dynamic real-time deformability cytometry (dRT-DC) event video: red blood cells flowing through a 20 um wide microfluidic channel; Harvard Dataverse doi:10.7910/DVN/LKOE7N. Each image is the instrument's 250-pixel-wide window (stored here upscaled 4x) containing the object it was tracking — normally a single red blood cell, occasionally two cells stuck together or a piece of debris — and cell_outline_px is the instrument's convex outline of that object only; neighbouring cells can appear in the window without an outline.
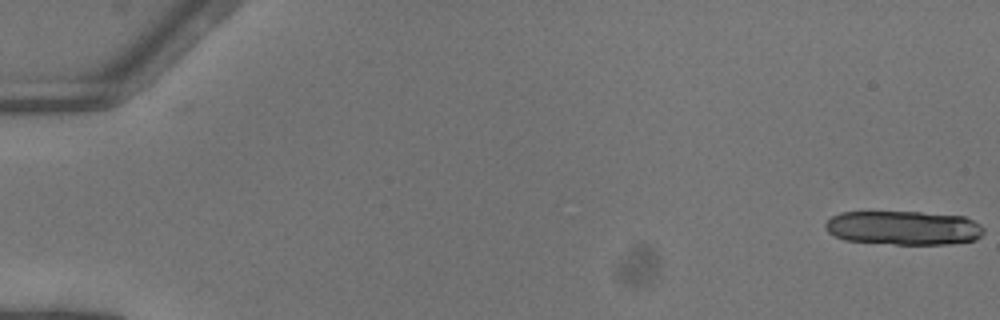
{"species": "common noctule bat (a hibernating species)", "species_latin": "Nyctalus noctula", "temperature_condition": "warm", "stored_images_in_passage": 17, "camera_frame_rate_fps": 3000, "um_per_image_px": 0.085, "animal": {"sex": "female"}, "frame": {"image": 1, "passage_image": 1, "time_ms": 0.0, "image_size_px": [1000, 320], "cell_outline_px": [[984, 232], [976, 240], [948, 244], [896, 244], [844, 240], [828, 232], [824, 228], [824, 224], [832, 216], [840, 212], [920, 212], [964, 216], [980, 224], [984, 228]], "centroid_in_image_um": [76.8, 19.36], "position_along_channel_um": 8.2, "area_um2": 31.5}}